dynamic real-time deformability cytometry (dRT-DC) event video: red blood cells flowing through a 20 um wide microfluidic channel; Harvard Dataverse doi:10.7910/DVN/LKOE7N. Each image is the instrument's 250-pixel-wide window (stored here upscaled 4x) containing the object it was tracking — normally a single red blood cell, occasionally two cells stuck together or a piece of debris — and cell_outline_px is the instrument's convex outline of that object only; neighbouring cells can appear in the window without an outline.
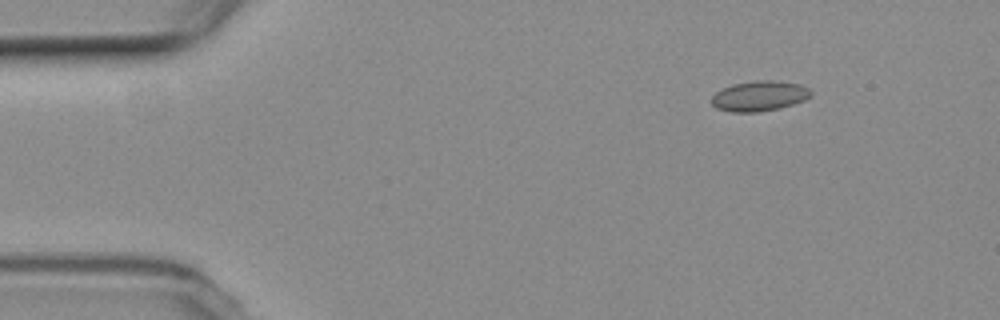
{"species": "common noctule bat (a hibernating species)", "species_latin": "Nyctalus noctula", "temperature_condition": "room temperature", "stored_images_in_passage": 3, "camera_frame_rate_fps": 3000, "um_per_image_px": 0.085, "animal": {"sex": "female", "body_mass_g": 19.3, "forearm_length_mm": 54.1}, "frame": {"image": 1, "passage_image": 1, "time_ms": 0.0, "image_size_px": [1000, 320], "cell_outline_px": [[812, 96], [804, 100], [780, 108], [756, 112], [732, 112], [716, 108], [712, 104], [712, 96], [716, 92], [732, 84], [752, 80], [776, 80], [800, 84], [808, 88], [812, 92]], "centroid_in_image_um": [64.56, 8.15], "position_along_channel_um": 20.4, "area_um2": 17.57}}
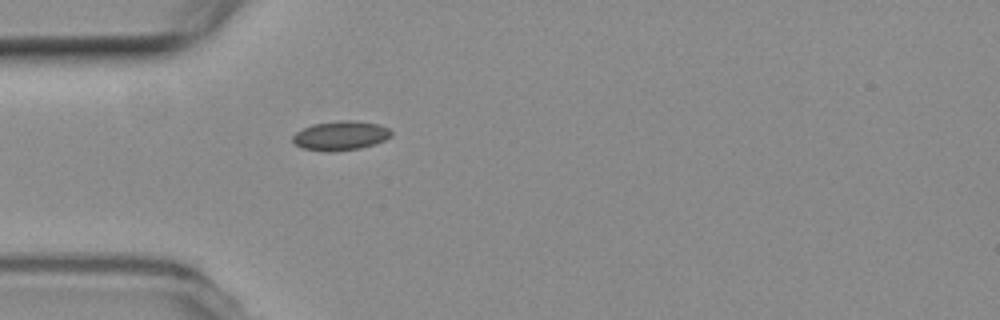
{"frame": {"image": 2, "passage_image": 3, "time_ms": 3.333, "image_size_px": [1000, 320], "cell_outline_px": [[392, 136], [376, 144], [360, 148], [304, 148], [296, 144], [292, 140], [292, 136], [296, 132], [312, 124], [340, 120], [356, 120], [380, 124], [388, 128], [392, 132]], "centroid_in_image_um": [29.03, 11.46], "position_along_channel_um": 56.0, "area_um2": 16.07}}